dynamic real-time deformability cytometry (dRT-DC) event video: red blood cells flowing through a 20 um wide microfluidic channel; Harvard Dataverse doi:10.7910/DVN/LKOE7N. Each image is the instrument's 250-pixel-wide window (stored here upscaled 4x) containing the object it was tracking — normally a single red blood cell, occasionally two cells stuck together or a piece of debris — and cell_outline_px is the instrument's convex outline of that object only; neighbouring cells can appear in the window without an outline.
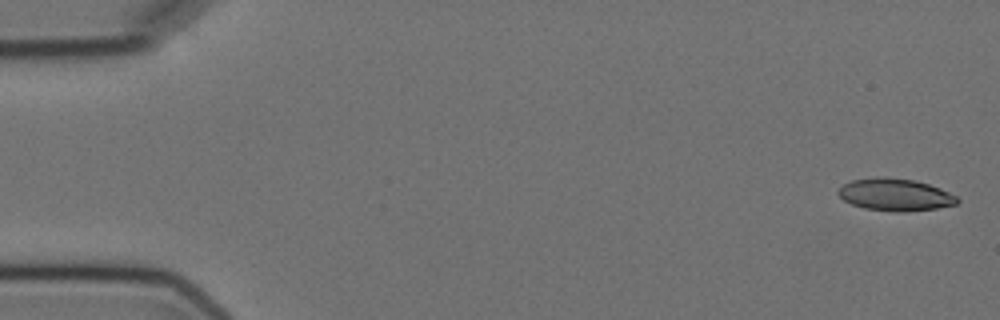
{"species": "Egyptian fruit bat (a non-hibernating species)", "species_latin": "Rousettus aegyptiacus", "temperature_condition": "cold", "stored_images_in_passage": 6, "camera_frame_rate_fps": 3000, "um_per_image_px": 0.085, "animal": {"sex": "female"}, "frame": {"image": 1, "passage_image": 1, "time_ms": 0.0, "image_size_px": [1000, 320], "cell_outline_px": [[960, 200], [956, 204], [936, 208], [904, 212], [896, 212], [864, 208], [852, 204], [844, 200], [836, 192], [844, 184], [852, 180], [912, 180], [928, 184], [940, 188], [956, 196]], "centroid_in_image_um": [76.13, 16.61], "position_along_channel_um": 8.9, "area_um2": 21.33}}